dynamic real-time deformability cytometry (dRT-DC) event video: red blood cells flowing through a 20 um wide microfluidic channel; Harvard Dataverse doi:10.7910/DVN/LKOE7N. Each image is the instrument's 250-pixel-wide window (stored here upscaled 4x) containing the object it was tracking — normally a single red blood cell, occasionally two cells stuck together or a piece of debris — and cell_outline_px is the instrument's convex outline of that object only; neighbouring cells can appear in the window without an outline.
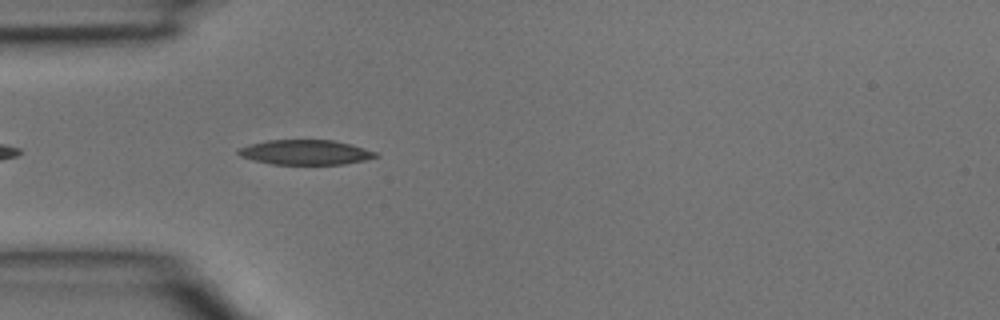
{"species": "common noctule bat (a hibernating species)", "species_latin": "Nyctalus noctula", "temperature_condition": "room temperature", "stored_images_in_passage": 3, "camera_frame_rate_fps": 3000, "um_per_image_px": 0.085, "animal": {"sex": "male", "body_mass_g": 15.6}, "frame": {"image": 1, "passage_image": 3, "time_ms": 0.667, "image_size_px": [1000, 320], "cell_outline_px": [[380, 156], [364, 160], [344, 164], [272, 164], [252, 160], [240, 156], [236, 152], [236, 148], [248, 144], [268, 140], [332, 140], [352, 144], [376, 152]], "centroid_in_image_um": [25.92, 12.94], "position_along_channel_um": 59.1, "area_um2": 20.0}}